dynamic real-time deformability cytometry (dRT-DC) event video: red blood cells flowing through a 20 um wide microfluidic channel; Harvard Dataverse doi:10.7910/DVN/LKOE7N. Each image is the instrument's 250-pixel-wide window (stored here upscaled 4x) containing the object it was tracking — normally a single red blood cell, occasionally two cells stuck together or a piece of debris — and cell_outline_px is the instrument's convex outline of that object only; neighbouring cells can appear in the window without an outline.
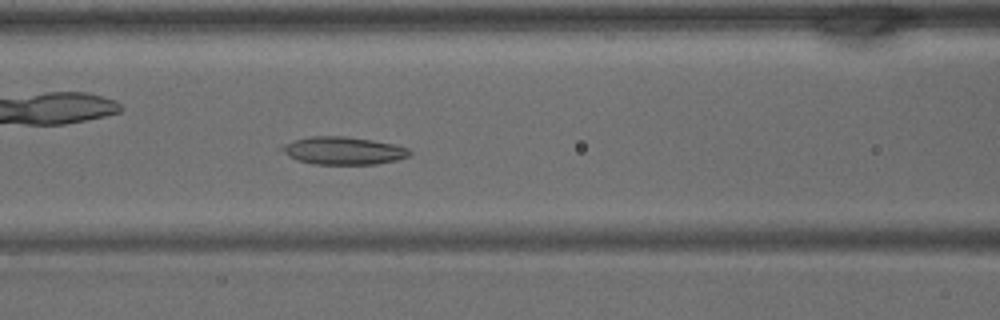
{"species": "common noctule bat (a hibernating species)", "species_latin": "Nyctalus noctula", "temperature_condition": "warm", "stored_images_in_passage": 41, "camera_frame_rate_fps": 3000, "um_per_image_px": 0.085, "animal": {"sex": "male", "body_mass_g": 15.6}, "frame": {"image": 1, "passage_image": 17, "time_ms": 5.333, "image_size_px": [1000, 320], "cell_outline_px": [[412, 152], [408, 156], [396, 160], [376, 164], [312, 164], [288, 156], [276, 148], [292, 140], [308, 136], [344, 136], [372, 140], [392, 144], [408, 148]], "centroid_in_image_um": [29.12, 12.8], "position_along_channel_um": 137.5, "area_um2": 20.69}}
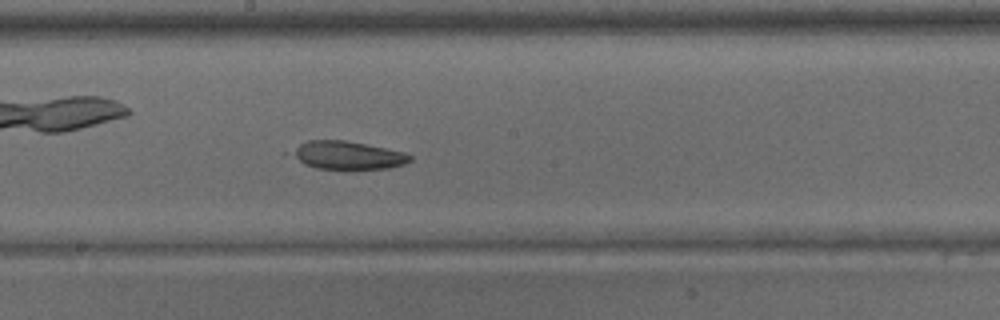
{"frame": {"image": 2, "passage_image": 22, "time_ms": 7.0, "image_size_px": [1000, 320], "cell_outline_px": [[412, 160], [404, 164], [388, 168], [316, 168], [304, 164], [284, 152], [308, 140], [344, 140], [404, 152], [412, 156]], "centroid_in_image_um": [29.45, 13.18], "position_along_channel_um": 218.7, "area_um2": 19.25}}
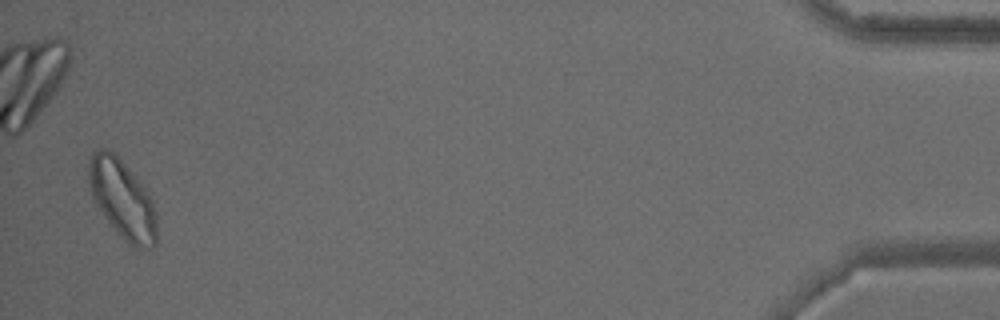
{"frame": {"image": 3, "passage_image": 40, "time_ms": 13.0, "image_size_px": [1000, 320], "cell_outline_px": [[156, 244], [152, 248], [136, 252], [112, 228], [96, 204], [92, 196], [88, 180], [88, 164], [92, 152], [96, 148], [108, 148], [136, 176], [148, 192], [152, 200], [156, 212]], "centroid_in_image_um": [10.41, 16.98], "position_along_channel_um": 424.8, "area_um2": 31.73}}